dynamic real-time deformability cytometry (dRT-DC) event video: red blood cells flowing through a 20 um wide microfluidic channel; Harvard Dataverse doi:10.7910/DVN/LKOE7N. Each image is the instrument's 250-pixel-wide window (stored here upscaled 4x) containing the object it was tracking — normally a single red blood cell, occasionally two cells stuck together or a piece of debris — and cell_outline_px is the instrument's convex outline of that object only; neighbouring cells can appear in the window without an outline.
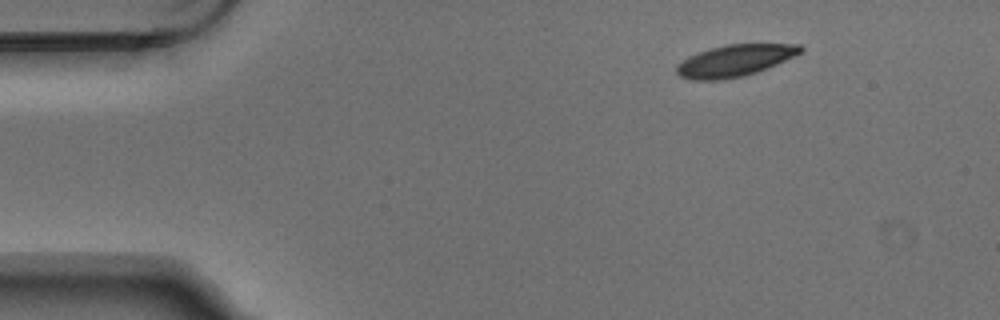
{"species": "Egyptian fruit bat (a non-hibernating species)", "species_latin": "Rousettus aegyptiacus", "temperature_condition": "warm", "stored_images_in_passage": 5, "camera_frame_rate_fps": 3000, "um_per_image_px": 0.085, "animal": {"sex": "male"}, "frame": {"image": 1, "passage_image": 1, "time_ms": 0.0, "image_size_px": [1000, 320], "cell_outline_px": [[804, 48], [800, 52], [768, 68], [744, 76], [720, 80], [692, 80], [680, 76], [676, 72], [676, 64], [688, 56], [708, 48], [724, 44], [800, 44]], "centroid_in_image_um": [62.39, 5.15], "position_along_channel_um": 22.6, "area_um2": 22.89}}
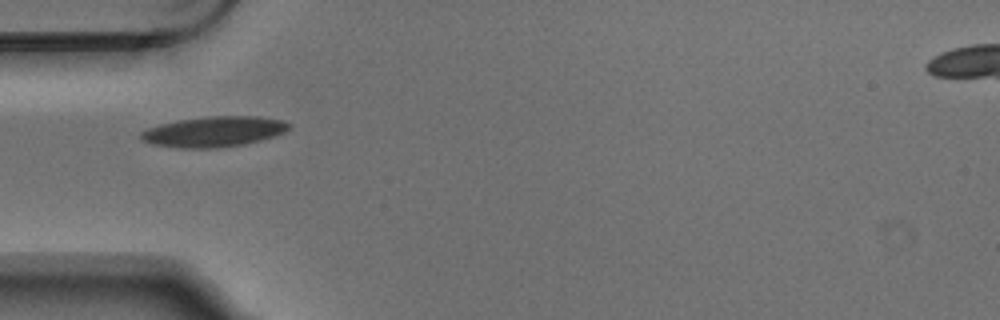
{"frame": {"image": 2, "passage_image": 4, "time_ms": 1.0, "image_size_px": [1000, 320], "cell_outline_px": [[288, 128], [284, 132], [260, 140], [244, 144], [216, 148], [180, 148], [152, 144], [140, 140], [140, 132], [148, 128], [160, 124], [176, 120], [208, 116], [260, 116], [280, 120], [288, 124]], "centroid_in_image_um": [18.1, 11.19], "position_along_channel_um": 66.9, "area_um2": 26.13}}
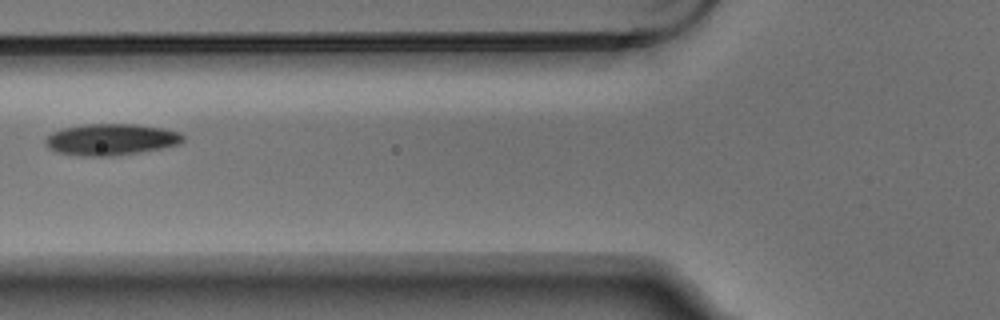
{"frame": {"image": 3, "passage_image": 5, "time_ms": 1.333, "image_size_px": [1000, 320], "cell_outline_px": [[184, 140], [180, 144], [140, 152], [112, 156], [80, 156], [56, 152], [48, 148], [44, 144], [44, 140], [52, 132], [64, 128], [84, 124], [136, 124], [164, 128], [180, 132], [184, 136]], "centroid_in_image_um": [9.43, 11.85], "position_along_channel_um": 116.4, "area_um2": 25.37}}